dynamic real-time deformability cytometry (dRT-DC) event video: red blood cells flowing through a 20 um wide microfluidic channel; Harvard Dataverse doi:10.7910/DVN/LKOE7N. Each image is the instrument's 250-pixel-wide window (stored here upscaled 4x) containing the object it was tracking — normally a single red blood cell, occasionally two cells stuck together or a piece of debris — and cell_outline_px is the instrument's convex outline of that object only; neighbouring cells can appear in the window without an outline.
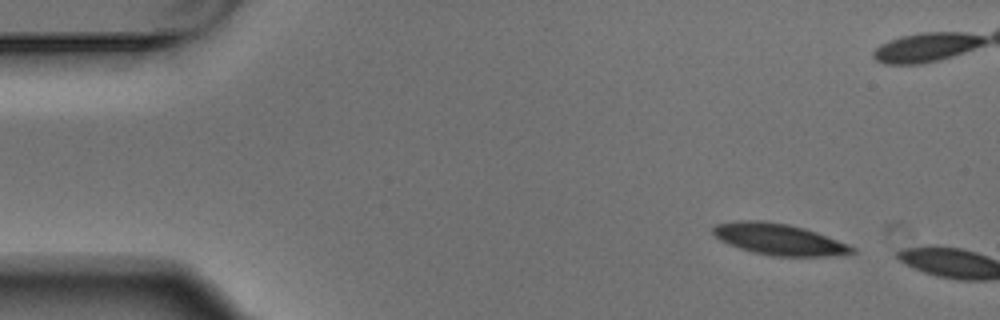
{"species": "Egyptian fruit bat (a non-hibernating species)", "species_latin": "Rousettus aegyptiacus", "temperature_condition": "warm", "stored_images_in_passage": 2, "camera_frame_rate_fps": 3000, "um_per_image_px": 0.085, "animal": {"sex": "male"}, "frame": {"image": 1, "passage_image": 1, "time_ms": 0.0, "image_size_px": [1000, 320], "cell_outline_px": [[856, 252], [828, 256], [772, 256], [752, 252], [728, 244], [720, 240], [712, 232], [712, 228], [716, 224], [736, 220], [764, 220], [788, 224], [804, 228], [816, 232], [848, 244], [856, 248]], "centroid_in_image_um": [66.18, 20.33], "position_along_channel_um": 18.8, "area_um2": 25.37}}